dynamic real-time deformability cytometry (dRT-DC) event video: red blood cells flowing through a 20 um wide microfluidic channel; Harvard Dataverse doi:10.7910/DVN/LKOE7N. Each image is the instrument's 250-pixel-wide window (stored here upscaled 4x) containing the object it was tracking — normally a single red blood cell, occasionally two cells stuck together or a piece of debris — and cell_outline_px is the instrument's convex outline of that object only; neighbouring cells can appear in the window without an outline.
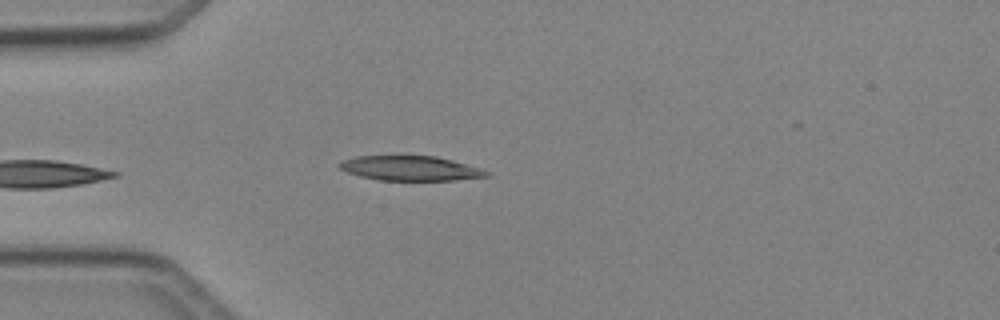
{"species": "Egyptian fruit bat (a non-hibernating species)", "species_latin": "Rousettus aegyptiacus", "temperature_condition": "cold", "stored_images_in_passage": 35, "camera_frame_rate_fps": 3000, "um_per_image_px": 0.085, "animal": {"sex": "female"}, "frame": {"image": 1, "passage_image": 4, "time_ms": 1.0, "image_size_px": [1000, 320], "cell_outline_px": [[492, 176], [456, 180], [380, 180], [360, 176], [348, 172], [340, 168], [336, 164], [340, 160], [356, 156], [436, 156], [452, 160], [480, 168], [488, 172]], "centroid_in_image_um": [34.87, 14.3], "position_along_channel_um": 50.1, "area_um2": 21.15}}
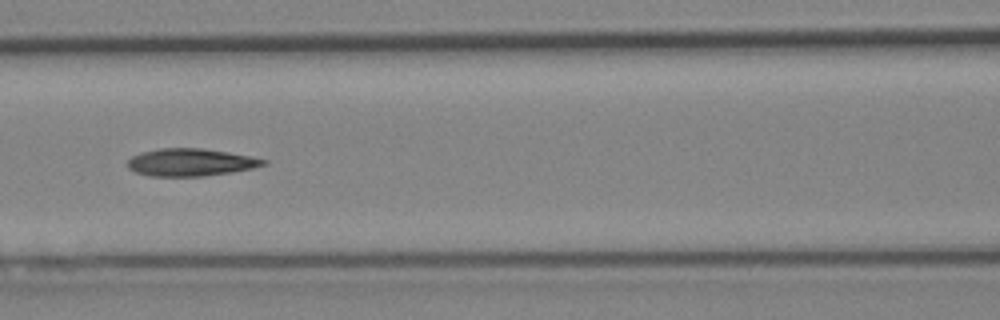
{"frame": {"image": 2, "passage_image": 12, "time_ms": 3.667, "image_size_px": [1000, 320], "cell_outline_px": [[268, 164], [252, 168], [232, 172], [204, 176], [152, 176], [136, 172], [128, 168], [128, 160], [132, 156], [140, 152], [160, 148], [204, 148], [228, 152], [268, 160]], "centroid_in_image_um": [16.2, 13.79], "position_along_channel_um": 150.4, "area_um2": 21.73}}
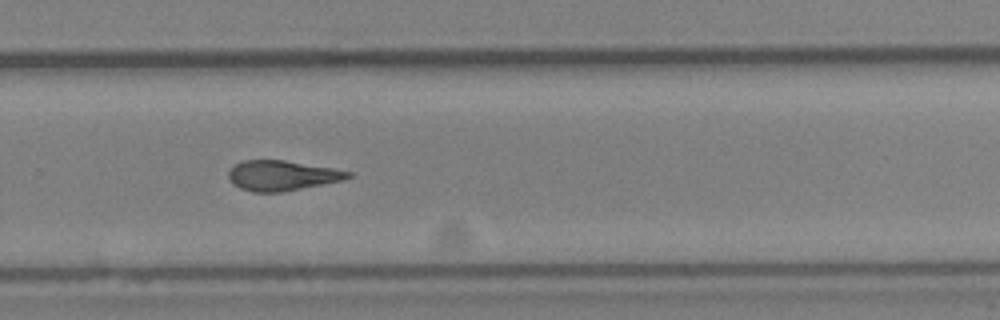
{"frame": {"image": 3, "passage_image": 23, "time_ms": 7.333, "image_size_px": [1000, 320], "cell_outline_px": [[352, 176], [340, 180], [284, 192], [252, 192], [240, 188], [232, 184], [228, 176], [228, 172], [236, 164], [244, 160], [284, 160], [332, 168], [352, 172]], "centroid_in_image_um": [23.93, 14.92], "position_along_channel_um": 305.9, "area_um2": 20.75}}